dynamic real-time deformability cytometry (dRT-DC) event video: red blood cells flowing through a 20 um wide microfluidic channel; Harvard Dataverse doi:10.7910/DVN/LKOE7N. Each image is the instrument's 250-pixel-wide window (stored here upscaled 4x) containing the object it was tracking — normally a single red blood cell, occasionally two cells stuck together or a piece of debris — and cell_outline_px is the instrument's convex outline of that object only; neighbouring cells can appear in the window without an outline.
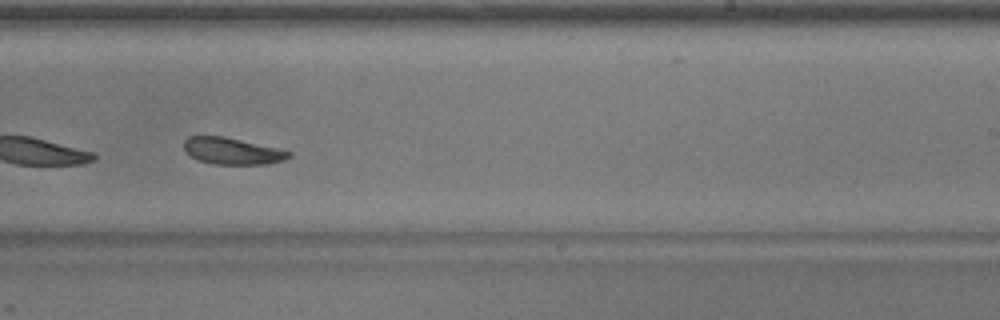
{"species": "common noctule bat (a hibernating species)", "species_latin": "Nyctalus noctula", "temperature_condition": "warm", "stored_images_in_passage": 44, "camera_frame_rate_fps": 3000, "um_per_image_px": 0.085, "animal": {"sex": "male", "body_mass_g": 17.9}, "frame": {"image": 1, "passage_image": 32, "time_ms": 10.333, "image_size_px": [1000, 320], "cell_outline_px": [[292, 156], [284, 160], [264, 164], [216, 164], [200, 160], [184, 152], [184, 140], [188, 136], [224, 136], [276, 148], [292, 152]], "centroid_in_image_um": [19.72, 12.83], "position_along_channel_um": 269.3, "area_um2": 16.13}}